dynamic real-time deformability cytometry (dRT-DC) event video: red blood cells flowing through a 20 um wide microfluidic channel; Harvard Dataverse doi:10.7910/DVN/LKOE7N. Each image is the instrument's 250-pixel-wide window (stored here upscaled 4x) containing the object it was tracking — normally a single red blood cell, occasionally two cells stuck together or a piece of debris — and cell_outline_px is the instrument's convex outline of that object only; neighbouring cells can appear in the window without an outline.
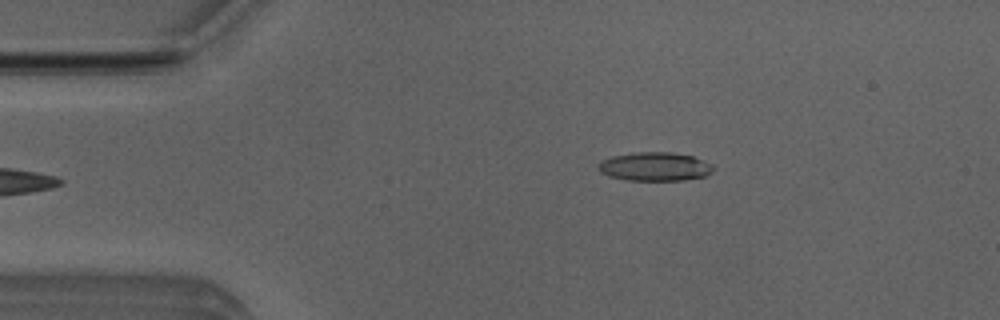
{"species": "Egyptian fruit bat (a non-hibernating species)", "species_latin": "Rousettus aegyptiacus", "temperature_condition": "room temperature", "stored_images_in_passage": 5, "camera_frame_rate_fps": 3000, "um_per_image_px": 0.085, "animal": {"sex": "male"}, "frame": {"image": 1, "passage_image": 5, "time_ms": 1.333, "image_size_px": [1000, 320], "cell_outline_px": [[716, 168], [712, 172], [704, 176], [680, 180], [628, 180], [608, 176], [600, 172], [596, 168], [596, 164], [600, 160], [612, 156], [636, 152], [672, 152], [692, 156], [712, 164]], "centroid_in_image_um": [55.61, 14.15], "position_along_channel_um": 29.4, "area_um2": 19.36}}